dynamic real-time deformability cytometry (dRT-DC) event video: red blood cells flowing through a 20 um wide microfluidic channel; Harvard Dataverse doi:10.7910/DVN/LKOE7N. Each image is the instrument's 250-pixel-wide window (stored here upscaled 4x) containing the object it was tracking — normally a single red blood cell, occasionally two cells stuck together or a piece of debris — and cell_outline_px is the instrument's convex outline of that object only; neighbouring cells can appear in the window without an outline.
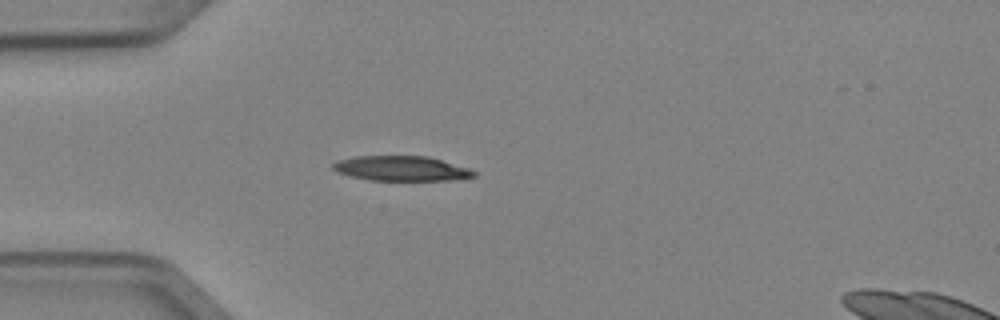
{"species": "Egyptian fruit bat (a non-hibernating species)", "species_latin": "Rousettus aegyptiacus", "temperature_condition": "cold", "stored_images_in_passage": 1, "camera_frame_rate_fps": 3000, "um_per_image_px": 0.085, "animal": {"sex": "female"}, "frame": {"image": 1, "passage_image": 1, "time_ms": 0.0, "image_size_px": [1000, 320], "cell_outline_px": [[476, 176], [452, 180], [368, 180], [336, 172], [332, 168], [332, 164], [340, 160], [356, 156], [428, 156], [468, 168], [476, 172]], "centroid_in_image_um": [34.11, 14.32], "position_along_channel_um": 50.9, "area_um2": 20.29}}